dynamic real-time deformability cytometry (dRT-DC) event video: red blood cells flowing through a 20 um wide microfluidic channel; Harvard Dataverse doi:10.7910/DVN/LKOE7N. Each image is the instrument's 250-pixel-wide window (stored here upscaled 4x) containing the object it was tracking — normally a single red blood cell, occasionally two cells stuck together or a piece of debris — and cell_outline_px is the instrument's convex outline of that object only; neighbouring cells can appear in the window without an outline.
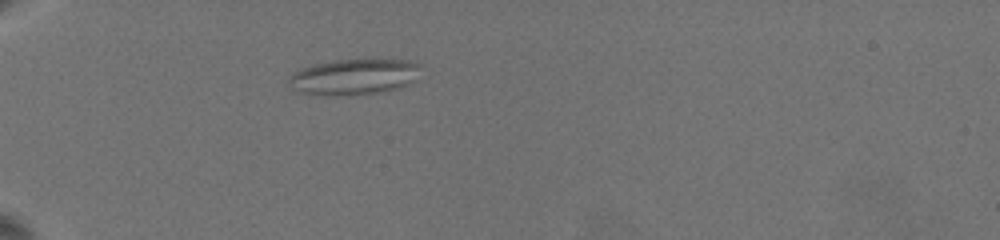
{"species": "common noctule bat (a hibernating species)", "species_latin": "Nyctalus noctula", "temperature_condition": "warm", "stored_images_in_passage": 41, "camera_frame_rate_fps": 3000, "um_per_image_px": 0.085, "animal": {"sex": "female", "body_mass_g": 19.5, "forearm_length_mm": 54.1}, "frame": {"image": 1, "passage_image": 13, "time_ms": 6.667, "image_size_px": [1000, 240], "cell_outline_px": [[420, 64], [412, 80], [408, 84], [400, 88], [380, 92], [340, 96], [296, 92], [288, 84], [288, 76], [292, 72], [300, 68], [312, 64], [336, 60], [368, 56], [408, 60]], "centroid_in_image_um": [30.04, 6.48], "position_along_channel_um": 55.0, "area_um2": 28.44}}
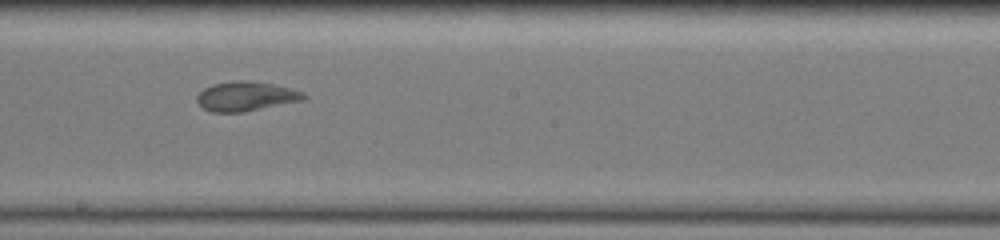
{"frame": {"image": 2, "passage_image": 26, "time_ms": 12.667, "image_size_px": [1000, 240], "cell_outline_px": [[308, 96], [304, 100], [244, 112], [212, 112], [204, 108], [196, 100], [196, 96], [204, 88], [212, 84], [232, 80], [252, 80], [292, 88], [304, 92]], "centroid_in_image_um": [20.93, 8.17], "position_along_channel_um": 227.3, "area_um2": 18.55}}
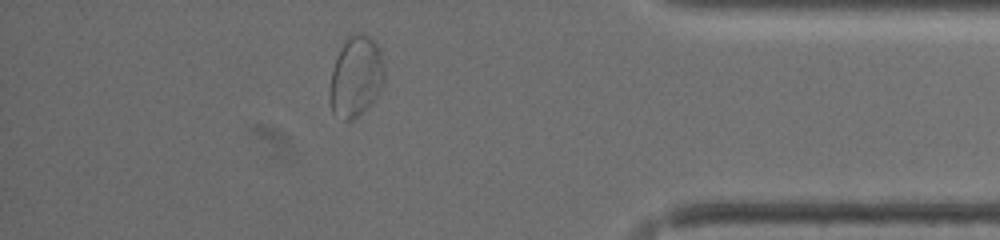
{"frame": {"image": 3, "passage_image": 37, "time_ms": 18.667, "image_size_px": [1000, 240], "cell_outline_px": [[384, 80], [376, 96], [352, 120], [344, 120], [332, 112], [328, 96], [328, 92], [332, 68], [340, 48], [348, 36], [352, 32], [360, 32], [368, 36], [380, 48], [384, 68]], "centroid_in_image_um": [30.22, 6.47], "position_along_channel_um": 405.0, "area_um2": 25.61}, "authors_computed_cell_mechanics": {"area_um2": 25.3742, "velocity_mm_per_s": 3.3511, "shape_relaxation_time_tau1_ms": null, "shape_relaxation_time_tau2_ms": 1.2373, "deformation_change_tau1": null, "deformation_change_tau2": 0.0577}}